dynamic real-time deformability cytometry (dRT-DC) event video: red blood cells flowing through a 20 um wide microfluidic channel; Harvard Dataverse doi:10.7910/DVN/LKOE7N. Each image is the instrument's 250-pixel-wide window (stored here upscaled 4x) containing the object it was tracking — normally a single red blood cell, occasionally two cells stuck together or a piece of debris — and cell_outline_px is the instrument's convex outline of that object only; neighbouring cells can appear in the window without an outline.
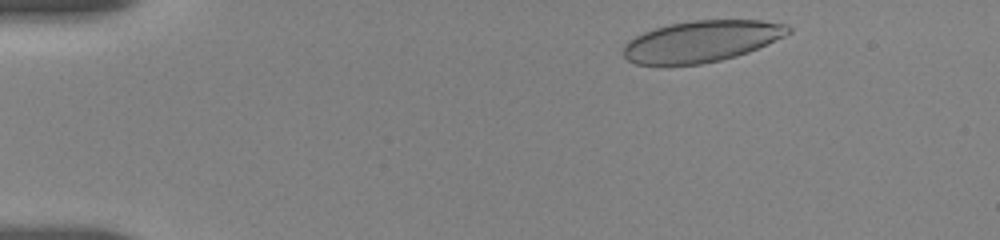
{"species": "human", "species_latin": "Homo sapiens", "temperature_condition": "room temperature", "stored_images_in_passage": 77, "camera_frame_rate_fps": 3000, "um_per_image_px": 0.085, "donor": {"sex": "female"}, "frame": {"image": 1, "passage_image": 3, "time_ms": 0.667, "image_size_px": [1000, 240], "cell_outline_px": [[792, 32], [784, 36], [748, 52], [736, 56], [720, 60], [700, 64], [660, 68], [636, 64], [628, 60], [624, 56], [624, 44], [628, 40], [644, 32], [668, 24], [692, 20], [760, 20], [784, 24], [792, 28]], "centroid_in_image_um": [59.56, 3.55], "position_along_channel_um": 25.4, "area_um2": 40.34}}
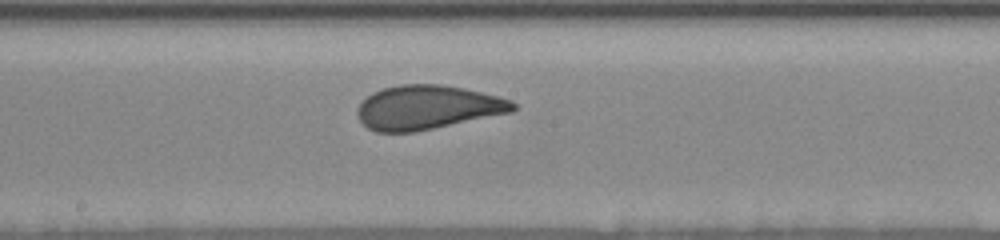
{"frame": {"image": 2, "passage_image": 26, "time_ms": 8.0, "image_size_px": [1000, 240], "cell_outline_px": [[516, 108], [512, 112], [412, 132], [376, 132], [368, 128], [360, 120], [356, 112], [360, 104], [372, 92], [384, 88], [400, 84], [440, 84], [464, 88], [512, 100], [516, 104]], "centroid_in_image_um": [36.32, 9.12], "position_along_channel_um": 211.9, "area_um2": 39.59}}
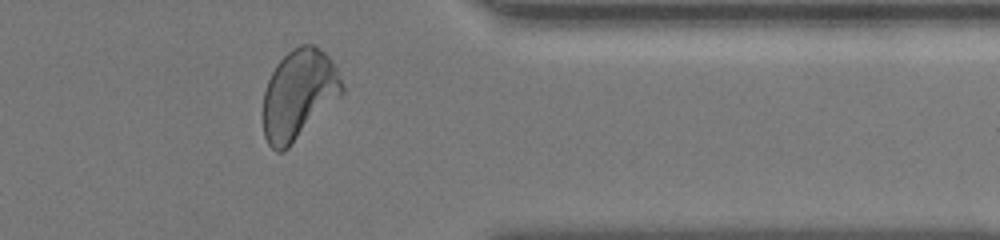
{"frame": {"image": 3, "passage_image": 55, "time_ms": 13.0, "image_size_px": [1000, 240], "cell_outline_px": [[344, 92], [284, 152], [276, 152], [268, 144], [264, 136], [264, 92], [268, 80], [276, 64], [292, 48], [300, 44], [312, 44], [320, 48], [332, 60], [344, 84]], "centroid_in_image_um": [25.39, 8.02], "position_along_channel_um": 386.0, "area_um2": 41.1}, "authors_computed_cell_mechanics": {"area_um2": 40.4022, "velocity_mm_per_s": 3.6647, "shape_relaxation_time_tau1_ms": 4.8259, "shape_relaxation_time_tau2_ms": 0.7178, "deformation_change_tau1": 0.1579, "deformation_change_tau2": 0.0703}}